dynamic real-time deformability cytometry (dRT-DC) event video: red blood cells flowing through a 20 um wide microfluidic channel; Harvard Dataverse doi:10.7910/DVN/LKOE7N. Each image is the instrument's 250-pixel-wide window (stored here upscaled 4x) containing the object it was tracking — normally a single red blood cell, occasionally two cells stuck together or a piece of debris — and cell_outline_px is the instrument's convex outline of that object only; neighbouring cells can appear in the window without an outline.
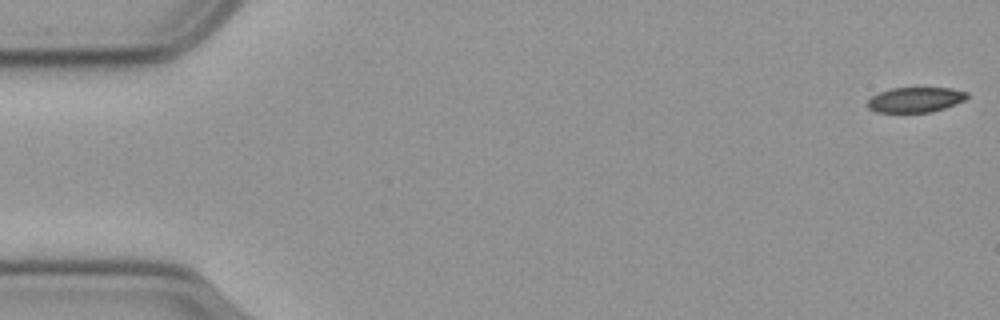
{"species": "common noctule bat (a hibernating species)", "species_latin": "Nyctalus noctula", "temperature_condition": "cold", "stored_images_in_passage": 8, "camera_frame_rate_fps": 3000, "um_per_image_px": 0.085, "animal": {"sex": "male", "body_mass_g": 23.1, "forearm_length_mm": 52.7}, "frame": {"image": 1, "passage_image": 1, "time_ms": 0.0, "image_size_px": [1000, 320], "cell_outline_px": [[968, 96], [964, 100], [956, 104], [932, 112], [876, 112], [868, 108], [864, 104], [872, 96], [880, 92], [892, 88], [952, 88], [968, 92]], "centroid_in_image_um": [77.79, 8.48], "position_along_channel_um": 7.2, "area_um2": 14.62}}